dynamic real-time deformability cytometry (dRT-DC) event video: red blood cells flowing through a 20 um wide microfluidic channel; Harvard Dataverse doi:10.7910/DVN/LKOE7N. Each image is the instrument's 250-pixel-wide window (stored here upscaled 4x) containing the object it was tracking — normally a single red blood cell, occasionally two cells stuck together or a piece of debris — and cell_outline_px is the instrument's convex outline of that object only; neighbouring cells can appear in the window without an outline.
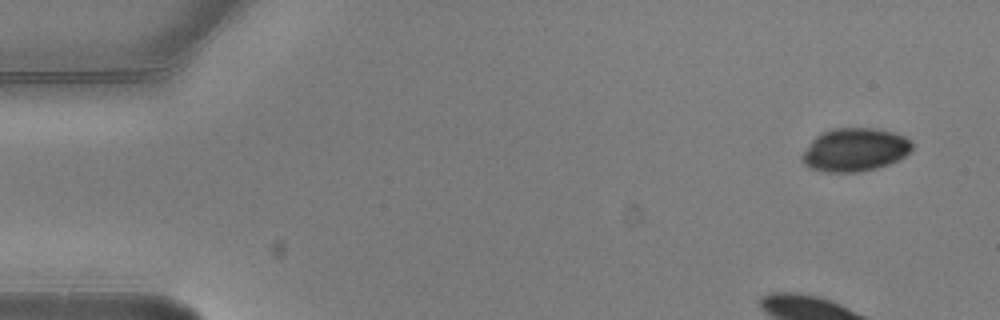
{"species": "common noctule bat (a hibernating species)", "species_latin": "Nyctalus noctula", "temperature_condition": "warm", "stored_images_in_passage": 5, "camera_frame_rate_fps": 3000, "um_per_image_px": 0.085, "animal": {"sex": "male", "body_mass_g": 20.5, "forearm_length_mm": 52.5}, "frame": {"image": 1, "passage_image": 1, "time_ms": 0.0, "image_size_px": [1000, 320], "cell_outline_px": [[912, 148], [904, 156], [888, 164], [876, 168], [860, 172], [824, 172], [808, 168], [800, 160], [800, 156], [812, 140], [816, 136], [832, 128], [872, 128], [892, 132], [904, 136], [912, 140]], "centroid_in_image_um": [72.62, 12.74], "position_along_channel_um": 12.4, "area_um2": 27.74}}